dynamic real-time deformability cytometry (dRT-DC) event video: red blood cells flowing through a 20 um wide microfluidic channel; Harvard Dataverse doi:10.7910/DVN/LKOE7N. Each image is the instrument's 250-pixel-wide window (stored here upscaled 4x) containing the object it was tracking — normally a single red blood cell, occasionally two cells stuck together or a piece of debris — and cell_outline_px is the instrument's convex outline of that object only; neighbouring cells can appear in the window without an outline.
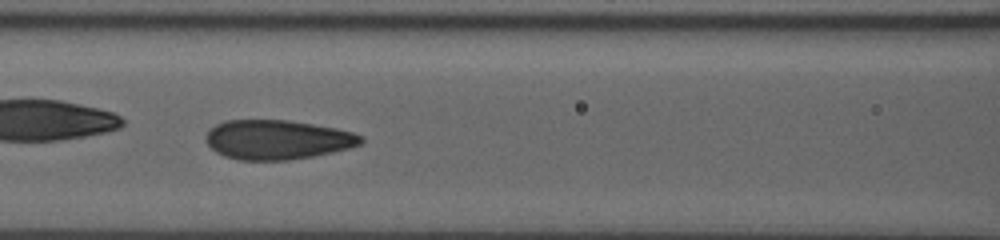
{"species": "human", "species_latin": "Homo sapiens", "temperature_condition": "room temperature", "stored_images_in_passage": 42, "camera_frame_rate_fps": 3000, "um_per_image_px": 0.085, "donor": {"sex": "male"}, "frame": {"image": 1, "passage_image": 13, "time_ms": 4.0, "image_size_px": [1000, 240], "cell_outline_px": [[364, 140], [360, 144], [352, 148], [312, 156], [288, 160], [236, 160], [224, 156], [216, 152], [208, 144], [208, 128], [224, 120], [288, 120], [336, 128], [352, 132], [364, 136]], "centroid_in_image_um": [23.59, 11.87], "position_along_channel_um": 143.0, "area_um2": 35.66}}
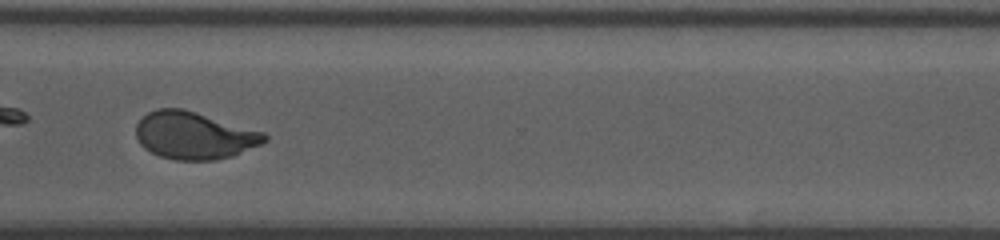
{"frame": {"image": 2, "passage_image": 30, "time_ms": 9.667, "image_size_px": [1000, 240], "cell_outline_px": [[268, 140], [260, 144], [232, 156], [216, 160], [176, 160], [160, 156], [144, 148], [140, 144], [136, 136], [136, 124], [148, 112], [156, 108], [184, 108], [264, 132], [268, 136]], "centroid_in_image_um": [16.49, 11.5], "position_along_channel_um": 354.1, "area_um2": 35.49}, "authors_computed_cell_mechanics": {"area_um2": 35.4892, "velocity_mm_per_s": 3.7356, "shape_relaxation_time_tau1_ms": 7.3088, "shape_relaxation_time_tau2_ms": null, "deformation_change_tau1": 0.1952, "deformation_change_tau2": null}}